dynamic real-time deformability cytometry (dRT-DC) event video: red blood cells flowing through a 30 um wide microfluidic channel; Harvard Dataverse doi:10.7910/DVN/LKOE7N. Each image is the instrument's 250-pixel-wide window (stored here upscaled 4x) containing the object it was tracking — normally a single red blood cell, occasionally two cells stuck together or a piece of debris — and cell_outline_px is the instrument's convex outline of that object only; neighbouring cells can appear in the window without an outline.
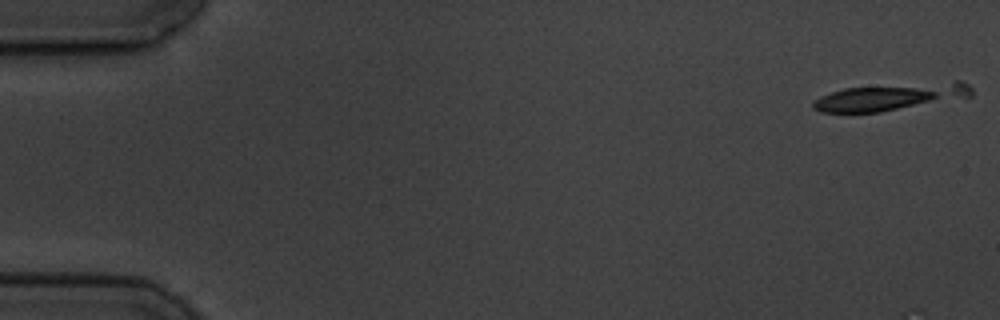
{"species": "common noctule bat (a hibernating species)", "species_latin": "Nyctalus noctula", "temperature_condition": "cold", "stored_images_in_passage": 5, "camera_frame_rate_fps": 3000, "um_per_image_px": 0.085, "animal": {"sex": "male", "body_mass_g": 19.5, "forearm_length_mm": 54.6}, "frame": {"image": 1, "passage_image": 1, "time_ms": 0.0, "image_size_px": [1000, 320], "cell_outline_px": [[936, 96], [928, 100], [880, 112], [820, 112], [812, 108], [812, 104], [820, 96], [844, 88], [916, 88], [936, 92]], "centroid_in_image_um": [73.97, 8.46], "position_along_channel_um": 11.0, "area_um2": 16.82}}